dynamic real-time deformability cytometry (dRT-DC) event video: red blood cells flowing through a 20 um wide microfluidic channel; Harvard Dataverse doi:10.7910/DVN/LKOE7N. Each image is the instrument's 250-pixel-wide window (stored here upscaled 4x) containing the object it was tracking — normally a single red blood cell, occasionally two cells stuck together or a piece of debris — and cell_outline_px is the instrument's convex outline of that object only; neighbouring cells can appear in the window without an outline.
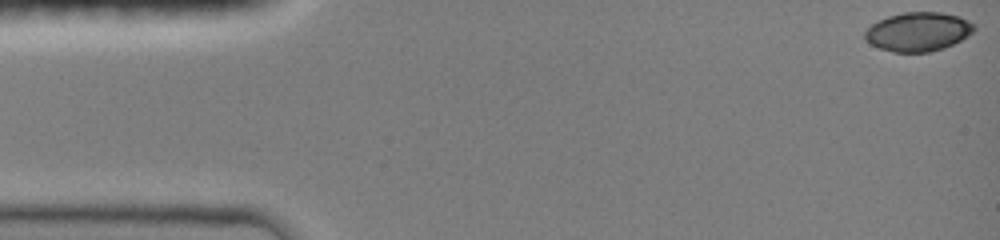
{"species": "common noctule bat (a hibernating species)", "species_latin": "Nyctalus noctula", "temperature_condition": "room temperature", "stored_images_in_passage": 14, "camera_frame_rate_fps": 3000, "um_per_image_px": 0.085, "animal": {"sex": "female", "body_mass_g": 19.0, "forearm_length_mm": 51.5}, "frame": {"image": 1, "passage_image": 1, "time_ms": 0.0, "image_size_px": [1000, 240], "cell_outline_px": [[976, 28], [968, 36], [944, 48], [928, 52], [892, 52], [880, 48], [872, 44], [864, 36], [864, 32], [872, 24], [888, 16], [904, 12], [940, 12], [960, 16], [976, 24]], "centroid_in_image_um": [78.08, 2.69], "position_along_channel_um": 6.9, "area_um2": 24.74}}
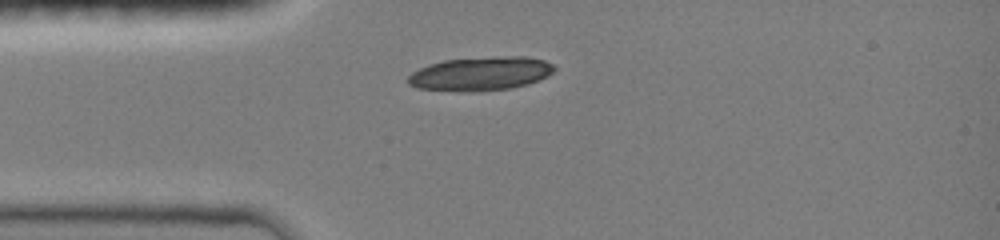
{"frame": {"image": 2, "passage_image": 10, "time_ms": 3.667, "image_size_px": [1000, 240], "cell_outline_px": [[556, 68], [548, 76], [540, 80], [528, 84], [508, 88], [472, 92], [460, 92], [416, 88], [408, 84], [408, 76], [412, 72], [428, 64], [444, 60], [504, 56], [524, 56], [544, 60], [552, 64]], "centroid_in_image_um": [40.83, 6.27], "position_along_channel_um": 44.2, "area_um2": 28.9}}